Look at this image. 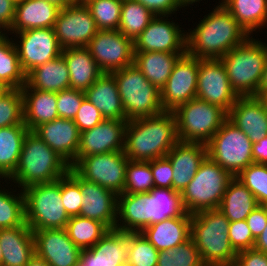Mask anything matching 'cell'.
Returning <instances> with one entry per match:
<instances>
[{"mask_svg": "<svg viewBox=\"0 0 267 266\" xmlns=\"http://www.w3.org/2000/svg\"><path fill=\"white\" fill-rule=\"evenodd\" d=\"M186 32V53L199 59H220L249 35L222 3Z\"/></svg>", "mask_w": 267, "mask_h": 266, "instance_id": "1", "label": "cell"}, {"mask_svg": "<svg viewBox=\"0 0 267 266\" xmlns=\"http://www.w3.org/2000/svg\"><path fill=\"white\" fill-rule=\"evenodd\" d=\"M179 141L173 111L128 120L124 153L131 161H151L165 157Z\"/></svg>", "mask_w": 267, "mask_h": 266, "instance_id": "2", "label": "cell"}, {"mask_svg": "<svg viewBox=\"0 0 267 266\" xmlns=\"http://www.w3.org/2000/svg\"><path fill=\"white\" fill-rule=\"evenodd\" d=\"M70 165L33 131L24 138L18 165L8 180L22 190L36 184L50 183L64 177Z\"/></svg>", "mask_w": 267, "mask_h": 266, "instance_id": "3", "label": "cell"}, {"mask_svg": "<svg viewBox=\"0 0 267 266\" xmlns=\"http://www.w3.org/2000/svg\"><path fill=\"white\" fill-rule=\"evenodd\" d=\"M229 220L219 209L200 211L191 215V233L204 265L234 264L237 252L229 235Z\"/></svg>", "mask_w": 267, "mask_h": 266, "instance_id": "4", "label": "cell"}, {"mask_svg": "<svg viewBox=\"0 0 267 266\" xmlns=\"http://www.w3.org/2000/svg\"><path fill=\"white\" fill-rule=\"evenodd\" d=\"M266 58L267 44L250 36L220 58L231 87L239 97H259Z\"/></svg>", "mask_w": 267, "mask_h": 266, "instance_id": "5", "label": "cell"}, {"mask_svg": "<svg viewBox=\"0 0 267 266\" xmlns=\"http://www.w3.org/2000/svg\"><path fill=\"white\" fill-rule=\"evenodd\" d=\"M128 120L164 112L161 92L134 65L112 72Z\"/></svg>", "mask_w": 267, "mask_h": 266, "instance_id": "6", "label": "cell"}, {"mask_svg": "<svg viewBox=\"0 0 267 266\" xmlns=\"http://www.w3.org/2000/svg\"><path fill=\"white\" fill-rule=\"evenodd\" d=\"M61 178L23 189L25 220L32 231L65 229L69 216L61 198Z\"/></svg>", "mask_w": 267, "mask_h": 266, "instance_id": "7", "label": "cell"}, {"mask_svg": "<svg viewBox=\"0 0 267 266\" xmlns=\"http://www.w3.org/2000/svg\"><path fill=\"white\" fill-rule=\"evenodd\" d=\"M232 178L228 171L207 156L181 193L185 211L192 215L200 211L218 209Z\"/></svg>", "mask_w": 267, "mask_h": 266, "instance_id": "8", "label": "cell"}, {"mask_svg": "<svg viewBox=\"0 0 267 266\" xmlns=\"http://www.w3.org/2000/svg\"><path fill=\"white\" fill-rule=\"evenodd\" d=\"M179 141L207 144L228 118L220 106L198 98L179 105L173 111Z\"/></svg>", "mask_w": 267, "mask_h": 266, "instance_id": "9", "label": "cell"}, {"mask_svg": "<svg viewBox=\"0 0 267 266\" xmlns=\"http://www.w3.org/2000/svg\"><path fill=\"white\" fill-rule=\"evenodd\" d=\"M206 147L207 156L233 177L254 162L252 141L228 118Z\"/></svg>", "mask_w": 267, "mask_h": 266, "instance_id": "10", "label": "cell"}, {"mask_svg": "<svg viewBox=\"0 0 267 266\" xmlns=\"http://www.w3.org/2000/svg\"><path fill=\"white\" fill-rule=\"evenodd\" d=\"M129 159L124 151L77 157L70 166L81 178L94 182L120 195L125 187L126 167Z\"/></svg>", "mask_w": 267, "mask_h": 266, "instance_id": "11", "label": "cell"}, {"mask_svg": "<svg viewBox=\"0 0 267 266\" xmlns=\"http://www.w3.org/2000/svg\"><path fill=\"white\" fill-rule=\"evenodd\" d=\"M87 48L103 73L133 65L134 41L119 30H99Z\"/></svg>", "mask_w": 267, "mask_h": 266, "instance_id": "12", "label": "cell"}, {"mask_svg": "<svg viewBox=\"0 0 267 266\" xmlns=\"http://www.w3.org/2000/svg\"><path fill=\"white\" fill-rule=\"evenodd\" d=\"M62 49L87 47L99 31L86 5L70 4L61 8L54 25Z\"/></svg>", "mask_w": 267, "mask_h": 266, "instance_id": "13", "label": "cell"}, {"mask_svg": "<svg viewBox=\"0 0 267 266\" xmlns=\"http://www.w3.org/2000/svg\"><path fill=\"white\" fill-rule=\"evenodd\" d=\"M12 34H17L20 39L15 40L14 45L25 74L61 55L62 48L58 44L54 28H34Z\"/></svg>", "mask_w": 267, "mask_h": 266, "instance_id": "14", "label": "cell"}, {"mask_svg": "<svg viewBox=\"0 0 267 266\" xmlns=\"http://www.w3.org/2000/svg\"><path fill=\"white\" fill-rule=\"evenodd\" d=\"M196 98L220 106L227 113L239 98L220 59H200Z\"/></svg>", "mask_w": 267, "mask_h": 266, "instance_id": "15", "label": "cell"}, {"mask_svg": "<svg viewBox=\"0 0 267 266\" xmlns=\"http://www.w3.org/2000/svg\"><path fill=\"white\" fill-rule=\"evenodd\" d=\"M199 62V58L187 53L178 59L160 91L164 111H174L179 105L196 98Z\"/></svg>", "mask_w": 267, "mask_h": 266, "instance_id": "16", "label": "cell"}, {"mask_svg": "<svg viewBox=\"0 0 267 266\" xmlns=\"http://www.w3.org/2000/svg\"><path fill=\"white\" fill-rule=\"evenodd\" d=\"M168 17L157 15L151 20L134 41V52L186 53V33Z\"/></svg>", "mask_w": 267, "mask_h": 266, "instance_id": "17", "label": "cell"}, {"mask_svg": "<svg viewBox=\"0 0 267 266\" xmlns=\"http://www.w3.org/2000/svg\"><path fill=\"white\" fill-rule=\"evenodd\" d=\"M35 253L49 266H77L81 249L68 237L65 229L33 231Z\"/></svg>", "mask_w": 267, "mask_h": 266, "instance_id": "18", "label": "cell"}, {"mask_svg": "<svg viewBox=\"0 0 267 266\" xmlns=\"http://www.w3.org/2000/svg\"><path fill=\"white\" fill-rule=\"evenodd\" d=\"M127 120L104 119L92 129L80 133L77 157L124 151Z\"/></svg>", "mask_w": 267, "mask_h": 266, "instance_id": "19", "label": "cell"}, {"mask_svg": "<svg viewBox=\"0 0 267 266\" xmlns=\"http://www.w3.org/2000/svg\"><path fill=\"white\" fill-rule=\"evenodd\" d=\"M33 132L70 166L76 161L80 131L73 119L57 118L37 126Z\"/></svg>", "mask_w": 267, "mask_h": 266, "instance_id": "20", "label": "cell"}, {"mask_svg": "<svg viewBox=\"0 0 267 266\" xmlns=\"http://www.w3.org/2000/svg\"><path fill=\"white\" fill-rule=\"evenodd\" d=\"M228 119L252 141L267 135V104L262 97H239L228 112Z\"/></svg>", "mask_w": 267, "mask_h": 266, "instance_id": "21", "label": "cell"}, {"mask_svg": "<svg viewBox=\"0 0 267 266\" xmlns=\"http://www.w3.org/2000/svg\"><path fill=\"white\" fill-rule=\"evenodd\" d=\"M83 195L80 215L104 223L115 229L117 220V196L114 192L80 177Z\"/></svg>", "mask_w": 267, "mask_h": 266, "instance_id": "22", "label": "cell"}, {"mask_svg": "<svg viewBox=\"0 0 267 266\" xmlns=\"http://www.w3.org/2000/svg\"><path fill=\"white\" fill-rule=\"evenodd\" d=\"M173 169V190L182 193L207 157L206 144L178 141L167 153Z\"/></svg>", "mask_w": 267, "mask_h": 266, "instance_id": "23", "label": "cell"}, {"mask_svg": "<svg viewBox=\"0 0 267 266\" xmlns=\"http://www.w3.org/2000/svg\"><path fill=\"white\" fill-rule=\"evenodd\" d=\"M128 232L109 230L93 247L83 249V266H118L127 262Z\"/></svg>", "mask_w": 267, "mask_h": 266, "instance_id": "24", "label": "cell"}, {"mask_svg": "<svg viewBox=\"0 0 267 266\" xmlns=\"http://www.w3.org/2000/svg\"><path fill=\"white\" fill-rule=\"evenodd\" d=\"M60 8L46 0L16 2L14 21L10 33L34 28H54ZM12 31V32H11Z\"/></svg>", "mask_w": 267, "mask_h": 266, "instance_id": "25", "label": "cell"}, {"mask_svg": "<svg viewBox=\"0 0 267 266\" xmlns=\"http://www.w3.org/2000/svg\"><path fill=\"white\" fill-rule=\"evenodd\" d=\"M2 266H26L35 253L34 235L27 223L0 229Z\"/></svg>", "mask_w": 267, "mask_h": 266, "instance_id": "26", "label": "cell"}, {"mask_svg": "<svg viewBox=\"0 0 267 266\" xmlns=\"http://www.w3.org/2000/svg\"><path fill=\"white\" fill-rule=\"evenodd\" d=\"M158 251L177 247L190 238L191 214L168 218L140 232Z\"/></svg>", "mask_w": 267, "mask_h": 266, "instance_id": "27", "label": "cell"}, {"mask_svg": "<svg viewBox=\"0 0 267 266\" xmlns=\"http://www.w3.org/2000/svg\"><path fill=\"white\" fill-rule=\"evenodd\" d=\"M85 96L101 112L104 119L127 120L112 73H103L85 91Z\"/></svg>", "mask_w": 267, "mask_h": 266, "instance_id": "28", "label": "cell"}, {"mask_svg": "<svg viewBox=\"0 0 267 266\" xmlns=\"http://www.w3.org/2000/svg\"><path fill=\"white\" fill-rule=\"evenodd\" d=\"M23 96L24 124L33 131L37 126L58 117L56 92L21 88Z\"/></svg>", "mask_w": 267, "mask_h": 266, "instance_id": "29", "label": "cell"}, {"mask_svg": "<svg viewBox=\"0 0 267 266\" xmlns=\"http://www.w3.org/2000/svg\"><path fill=\"white\" fill-rule=\"evenodd\" d=\"M69 70L70 88L85 92L102 74L87 47L62 49Z\"/></svg>", "mask_w": 267, "mask_h": 266, "instance_id": "30", "label": "cell"}, {"mask_svg": "<svg viewBox=\"0 0 267 266\" xmlns=\"http://www.w3.org/2000/svg\"><path fill=\"white\" fill-rule=\"evenodd\" d=\"M35 90L59 92L70 88L69 70L62 55L41 64L26 74V84Z\"/></svg>", "mask_w": 267, "mask_h": 266, "instance_id": "31", "label": "cell"}, {"mask_svg": "<svg viewBox=\"0 0 267 266\" xmlns=\"http://www.w3.org/2000/svg\"><path fill=\"white\" fill-rule=\"evenodd\" d=\"M144 205L146 227L168 218L188 214L183 206L181 193L173 189L154 187L146 193Z\"/></svg>", "mask_w": 267, "mask_h": 266, "instance_id": "32", "label": "cell"}, {"mask_svg": "<svg viewBox=\"0 0 267 266\" xmlns=\"http://www.w3.org/2000/svg\"><path fill=\"white\" fill-rule=\"evenodd\" d=\"M185 53L134 52L133 65L160 91L173 71L178 59Z\"/></svg>", "mask_w": 267, "mask_h": 266, "instance_id": "33", "label": "cell"}, {"mask_svg": "<svg viewBox=\"0 0 267 266\" xmlns=\"http://www.w3.org/2000/svg\"><path fill=\"white\" fill-rule=\"evenodd\" d=\"M255 196L236 177H233L223 195L219 210L229 222L246 220L247 216L258 206Z\"/></svg>", "mask_w": 267, "mask_h": 266, "instance_id": "34", "label": "cell"}, {"mask_svg": "<svg viewBox=\"0 0 267 266\" xmlns=\"http://www.w3.org/2000/svg\"><path fill=\"white\" fill-rule=\"evenodd\" d=\"M145 201L146 193L118 195L115 229L129 233L141 232L146 227Z\"/></svg>", "mask_w": 267, "mask_h": 266, "instance_id": "35", "label": "cell"}, {"mask_svg": "<svg viewBox=\"0 0 267 266\" xmlns=\"http://www.w3.org/2000/svg\"><path fill=\"white\" fill-rule=\"evenodd\" d=\"M29 129L25 125L0 128V178L5 182L14 173Z\"/></svg>", "mask_w": 267, "mask_h": 266, "instance_id": "36", "label": "cell"}, {"mask_svg": "<svg viewBox=\"0 0 267 266\" xmlns=\"http://www.w3.org/2000/svg\"><path fill=\"white\" fill-rule=\"evenodd\" d=\"M221 3L249 36L267 26V0H222Z\"/></svg>", "mask_w": 267, "mask_h": 266, "instance_id": "37", "label": "cell"}, {"mask_svg": "<svg viewBox=\"0 0 267 266\" xmlns=\"http://www.w3.org/2000/svg\"><path fill=\"white\" fill-rule=\"evenodd\" d=\"M26 84L14 40L6 33L0 38V85L5 88H22Z\"/></svg>", "mask_w": 267, "mask_h": 266, "instance_id": "38", "label": "cell"}, {"mask_svg": "<svg viewBox=\"0 0 267 266\" xmlns=\"http://www.w3.org/2000/svg\"><path fill=\"white\" fill-rule=\"evenodd\" d=\"M65 230L81 250L93 247L110 229L102 222L81 215L70 217Z\"/></svg>", "mask_w": 267, "mask_h": 266, "instance_id": "39", "label": "cell"}, {"mask_svg": "<svg viewBox=\"0 0 267 266\" xmlns=\"http://www.w3.org/2000/svg\"><path fill=\"white\" fill-rule=\"evenodd\" d=\"M155 15L135 0H123L118 30L133 41L148 26Z\"/></svg>", "mask_w": 267, "mask_h": 266, "instance_id": "40", "label": "cell"}, {"mask_svg": "<svg viewBox=\"0 0 267 266\" xmlns=\"http://www.w3.org/2000/svg\"><path fill=\"white\" fill-rule=\"evenodd\" d=\"M4 188L5 187L1 189L0 186V229L14 228L25 224V200L23 190L21 189L19 191L20 193L15 194Z\"/></svg>", "mask_w": 267, "mask_h": 266, "instance_id": "41", "label": "cell"}, {"mask_svg": "<svg viewBox=\"0 0 267 266\" xmlns=\"http://www.w3.org/2000/svg\"><path fill=\"white\" fill-rule=\"evenodd\" d=\"M154 187L151 161L129 160L126 167L125 187L122 194L149 193Z\"/></svg>", "mask_w": 267, "mask_h": 266, "instance_id": "42", "label": "cell"}, {"mask_svg": "<svg viewBox=\"0 0 267 266\" xmlns=\"http://www.w3.org/2000/svg\"><path fill=\"white\" fill-rule=\"evenodd\" d=\"M20 88H5L0 93V128L25 125Z\"/></svg>", "mask_w": 267, "mask_h": 266, "instance_id": "43", "label": "cell"}, {"mask_svg": "<svg viewBox=\"0 0 267 266\" xmlns=\"http://www.w3.org/2000/svg\"><path fill=\"white\" fill-rule=\"evenodd\" d=\"M203 261L193 239L168 250L159 251L157 266H203Z\"/></svg>", "mask_w": 267, "mask_h": 266, "instance_id": "44", "label": "cell"}, {"mask_svg": "<svg viewBox=\"0 0 267 266\" xmlns=\"http://www.w3.org/2000/svg\"><path fill=\"white\" fill-rule=\"evenodd\" d=\"M123 0H92L86 6L98 30H118Z\"/></svg>", "mask_w": 267, "mask_h": 266, "instance_id": "45", "label": "cell"}, {"mask_svg": "<svg viewBox=\"0 0 267 266\" xmlns=\"http://www.w3.org/2000/svg\"><path fill=\"white\" fill-rule=\"evenodd\" d=\"M159 251L139 232H128V257L130 266H157Z\"/></svg>", "mask_w": 267, "mask_h": 266, "instance_id": "46", "label": "cell"}, {"mask_svg": "<svg viewBox=\"0 0 267 266\" xmlns=\"http://www.w3.org/2000/svg\"><path fill=\"white\" fill-rule=\"evenodd\" d=\"M236 178L255 196L259 205H267V164L253 162Z\"/></svg>", "mask_w": 267, "mask_h": 266, "instance_id": "47", "label": "cell"}, {"mask_svg": "<svg viewBox=\"0 0 267 266\" xmlns=\"http://www.w3.org/2000/svg\"><path fill=\"white\" fill-rule=\"evenodd\" d=\"M60 193L68 216L80 215L83 197L80 190V176L71 167L69 172L61 178Z\"/></svg>", "mask_w": 267, "mask_h": 266, "instance_id": "48", "label": "cell"}, {"mask_svg": "<svg viewBox=\"0 0 267 266\" xmlns=\"http://www.w3.org/2000/svg\"><path fill=\"white\" fill-rule=\"evenodd\" d=\"M57 111L59 118L74 119L82 101L86 98L85 92L68 88L56 93Z\"/></svg>", "mask_w": 267, "mask_h": 266, "instance_id": "49", "label": "cell"}, {"mask_svg": "<svg viewBox=\"0 0 267 266\" xmlns=\"http://www.w3.org/2000/svg\"><path fill=\"white\" fill-rule=\"evenodd\" d=\"M228 235L236 252L254 248L255 238L246 220L229 222Z\"/></svg>", "mask_w": 267, "mask_h": 266, "instance_id": "50", "label": "cell"}, {"mask_svg": "<svg viewBox=\"0 0 267 266\" xmlns=\"http://www.w3.org/2000/svg\"><path fill=\"white\" fill-rule=\"evenodd\" d=\"M81 132L92 129L104 120L101 112L86 98L82 101L81 106L73 119Z\"/></svg>", "mask_w": 267, "mask_h": 266, "instance_id": "51", "label": "cell"}, {"mask_svg": "<svg viewBox=\"0 0 267 266\" xmlns=\"http://www.w3.org/2000/svg\"><path fill=\"white\" fill-rule=\"evenodd\" d=\"M151 170L155 187L173 189V169L165 156L151 160Z\"/></svg>", "mask_w": 267, "mask_h": 266, "instance_id": "52", "label": "cell"}, {"mask_svg": "<svg viewBox=\"0 0 267 266\" xmlns=\"http://www.w3.org/2000/svg\"><path fill=\"white\" fill-rule=\"evenodd\" d=\"M149 9L155 16L172 15L182 8L179 0H135Z\"/></svg>", "mask_w": 267, "mask_h": 266, "instance_id": "53", "label": "cell"}, {"mask_svg": "<svg viewBox=\"0 0 267 266\" xmlns=\"http://www.w3.org/2000/svg\"><path fill=\"white\" fill-rule=\"evenodd\" d=\"M234 264L236 266H267V254L250 248L237 252Z\"/></svg>", "mask_w": 267, "mask_h": 266, "instance_id": "54", "label": "cell"}, {"mask_svg": "<svg viewBox=\"0 0 267 266\" xmlns=\"http://www.w3.org/2000/svg\"><path fill=\"white\" fill-rule=\"evenodd\" d=\"M253 237L256 239L267 225V205H258L246 218Z\"/></svg>", "mask_w": 267, "mask_h": 266, "instance_id": "55", "label": "cell"}, {"mask_svg": "<svg viewBox=\"0 0 267 266\" xmlns=\"http://www.w3.org/2000/svg\"><path fill=\"white\" fill-rule=\"evenodd\" d=\"M15 8L16 2L14 0H0V29L6 34L12 27Z\"/></svg>", "mask_w": 267, "mask_h": 266, "instance_id": "56", "label": "cell"}, {"mask_svg": "<svg viewBox=\"0 0 267 266\" xmlns=\"http://www.w3.org/2000/svg\"><path fill=\"white\" fill-rule=\"evenodd\" d=\"M252 155L255 163L267 164V135L252 143Z\"/></svg>", "mask_w": 267, "mask_h": 266, "instance_id": "57", "label": "cell"}, {"mask_svg": "<svg viewBox=\"0 0 267 266\" xmlns=\"http://www.w3.org/2000/svg\"><path fill=\"white\" fill-rule=\"evenodd\" d=\"M254 248L267 254V225L263 229L262 233L256 237Z\"/></svg>", "mask_w": 267, "mask_h": 266, "instance_id": "58", "label": "cell"}, {"mask_svg": "<svg viewBox=\"0 0 267 266\" xmlns=\"http://www.w3.org/2000/svg\"><path fill=\"white\" fill-rule=\"evenodd\" d=\"M267 93V58L264 66L262 80L259 86V97H263Z\"/></svg>", "mask_w": 267, "mask_h": 266, "instance_id": "59", "label": "cell"}, {"mask_svg": "<svg viewBox=\"0 0 267 266\" xmlns=\"http://www.w3.org/2000/svg\"><path fill=\"white\" fill-rule=\"evenodd\" d=\"M26 266H49V264L36 253L30 258Z\"/></svg>", "mask_w": 267, "mask_h": 266, "instance_id": "60", "label": "cell"}, {"mask_svg": "<svg viewBox=\"0 0 267 266\" xmlns=\"http://www.w3.org/2000/svg\"><path fill=\"white\" fill-rule=\"evenodd\" d=\"M46 1H49L50 3L55 4L60 9L66 8L67 6L73 3V0H46Z\"/></svg>", "mask_w": 267, "mask_h": 266, "instance_id": "61", "label": "cell"}, {"mask_svg": "<svg viewBox=\"0 0 267 266\" xmlns=\"http://www.w3.org/2000/svg\"><path fill=\"white\" fill-rule=\"evenodd\" d=\"M179 1L181 3V6L184 8L186 6H189L190 4H193L195 2H199L200 0H179Z\"/></svg>", "mask_w": 267, "mask_h": 266, "instance_id": "62", "label": "cell"}, {"mask_svg": "<svg viewBox=\"0 0 267 266\" xmlns=\"http://www.w3.org/2000/svg\"><path fill=\"white\" fill-rule=\"evenodd\" d=\"M91 1L92 0H73V3L78 4V5H87Z\"/></svg>", "mask_w": 267, "mask_h": 266, "instance_id": "63", "label": "cell"}, {"mask_svg": "<svg viewBox=\"0 0 267 266\" xmlns=\"http://www.w3.org/2000/svg\"><path fill=\"white\" fill-rule=\"evenodd\" d=\"M2 260H3L2 248H1V245H0V266H2Z\"/></svg>", "mask_w": 267, "mask_h": 266, "instance_id": "64", "label": "cell"}, {"mask_svg": "<svg viewBox=\"0 0 267 266\" xmlns=\"http://www.w3.org/2000/svg\"><path fill=\"white\" fill-rule=\"evenodd\" d=\"M118 266H130V265L127 262H125V263H122V264H120Z\"/></svg>", "mask_w": 267, "mask_h": 266, "instance_id": "65", "label": "cell"}, {"mask_svg": "<svg viewBox=\"0 0 267 266\" xmlns=\"http://www.w3.org/2000/svg\"><path fill=\"white\" fill-rule=\"evenodd\" d=\"M262 98L265 100V102L267 104V93Z\"/></svg>", "mask_w": 267, "mask_h": 266, "instance_id": "66", "label": "cell"}, {"mask_svg": "<svg viewBox=\"0 0 267 266\" xmlns=\"http://www.w3.org/2000/svg\"><path fill=\"white\" fill-rule=\"evenodd\" d=\"M5 34V32H2V30L0 29V38Z\"/></svg>", "mask_w": 267, "mask_h": 266, "instance_id": "67", "label": "cell"}, {"mask_svg": "<svg viewBox=\"0 0 267 266\" xmlns=\"http://www.w3.org/2000/svg\"><path fill=\"white\" fill-rule=\"evenodd\" d=\"M220 266H236L235 264L220 265Z\"/></svg>", "mask_w": 267, "mask_h": 266, "instance_id": "68", "label": "cell"}, {"mask_svg": "<svg viewBox=\"0 0 267 266\" xmlns=\"http://www.w3.org/2000/svg\"><path fill=\"white\" fill-rule=\"evenodd\" d=\"M77 266H83V263L79 261Z\"/></svg>", "mask_w": 267, "mask_h": 266, "instance_id": "69", "label": "cell"}, {"mask_svg": "<svg viewBox=\"0 0 267 266\" xmlns=\"http://www.w3.org/2000/svg\"><path fill=\"white\" fill-rule=\"evenodd\" d=\"M4 88L0 85V93H1V91L3 90Z\"/></svg>", "mask_w": 267, "mask_h": 266, "instance_id": "70", "label": "cell"}]
</instances>
